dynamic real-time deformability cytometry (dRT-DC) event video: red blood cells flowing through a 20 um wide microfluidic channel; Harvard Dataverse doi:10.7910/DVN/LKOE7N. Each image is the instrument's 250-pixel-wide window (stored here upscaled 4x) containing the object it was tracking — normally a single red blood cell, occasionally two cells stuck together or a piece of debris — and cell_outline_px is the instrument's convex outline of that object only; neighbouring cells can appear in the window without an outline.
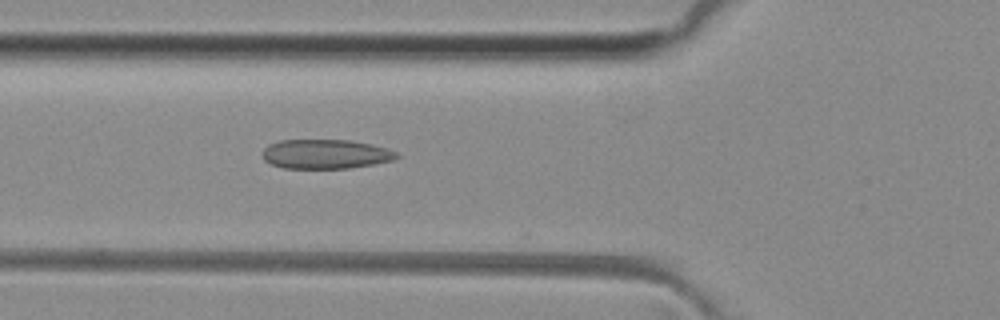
{"species": "common noctule bat (a hibernating species)", "species_latin": "Nyctalus noctula", "temperature_condition": "room temperature", "stored_images_in_passage": 20, "camera_frame_rate_fps": 3000, "um_per_image_px": 0.085, "animal": {"sex": "female", "body_mass_g": 29.2, "forearm_length_mm": 56.3}, "frame": {"image": 1, "passage_image": 17, "time_ms": 5.333, "image_size_px": [1000, 320], "cell_outline_px": [[400, 156], [392, 160], [372, 164], [348, 168], [284, 168], [272, 164], [264, 160], [260, 152], [268, 144], [280, 140], [348, 140], [372, 144], [396, 152]], "centroid_in_image_um": [27.61, 13.09], "position_along_channel_um": 98.2, "area_um2": 22.89}}